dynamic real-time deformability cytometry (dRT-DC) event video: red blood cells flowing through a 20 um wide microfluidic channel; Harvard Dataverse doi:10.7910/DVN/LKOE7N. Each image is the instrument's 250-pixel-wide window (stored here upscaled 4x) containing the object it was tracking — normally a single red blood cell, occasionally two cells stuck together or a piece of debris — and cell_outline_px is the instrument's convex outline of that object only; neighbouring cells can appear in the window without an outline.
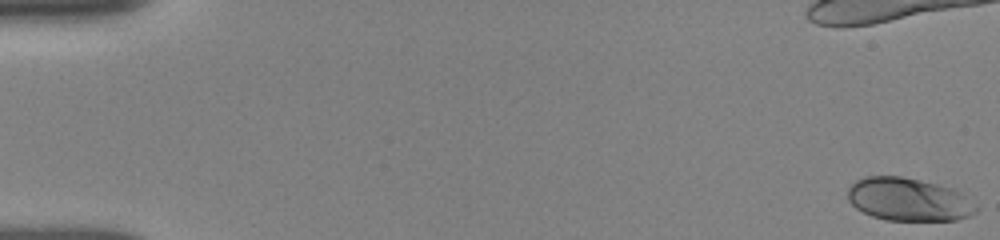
{"species": "human", "species_latin": "Homo sapiens", "temperature_condition": "room temperature", "stored_images_in_passage": 19, "camera_frame_rate_fps": 3000, "um_per_image_px": 0.085, "donor": {"sex": "female"}, "frame": {"image": 1, "passage_image": 1, "time_ms": 0.0, "image_size_px": [1000, 240], "cell_outline_px": [[980, 208], [976, 212], [968, 216], [956, 220], [884, 220], [872, 216], [856, 208], [848, 200], [848, 188], [856, 180], [864, 176], [900, 176], [920, 180], [952, 188], [960, 192], [976, 204]], "centroid_in_image_um": [77.23, 16.95], "position_along_channel_um": 7.8, "area_um2": 32.19}}